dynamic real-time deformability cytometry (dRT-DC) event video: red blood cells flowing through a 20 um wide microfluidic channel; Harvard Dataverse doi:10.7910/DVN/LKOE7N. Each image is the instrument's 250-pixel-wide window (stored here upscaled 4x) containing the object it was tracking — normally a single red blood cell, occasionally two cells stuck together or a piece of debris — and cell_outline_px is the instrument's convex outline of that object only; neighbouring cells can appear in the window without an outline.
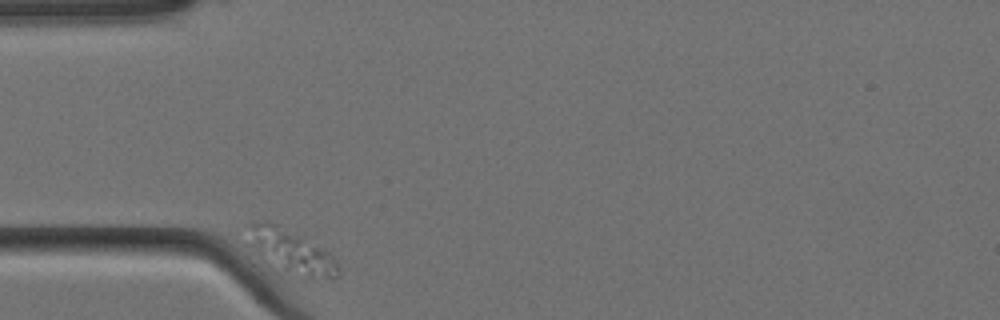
{"species": "Egyptian fruit bat (a non-hibernating species)", "species_latin": "Rousettus aegyptiacus", "temperature_condition": "cold", "stored_images_in_passage": 9, "camera_frame_rate_fps": 3000, "um_per_image_px": 0.085, "animal": {"sex": "female"}, "frame": {"image": 1, "passage_image": 1, "time_ms": 0.0, "image_size_px": [1000, 320], "cell_outline_px": [[336, 276], [312, 280], [280, 272], [272, 268], [252, 248], [244, 224], [256, 220], [268, 220], [300, 236], [332, 256], [336, 260]], "centroid_in_image_um": [24.6, 21.38], "position_along_channel_um": 60.4, "area_um2": 23.18}}
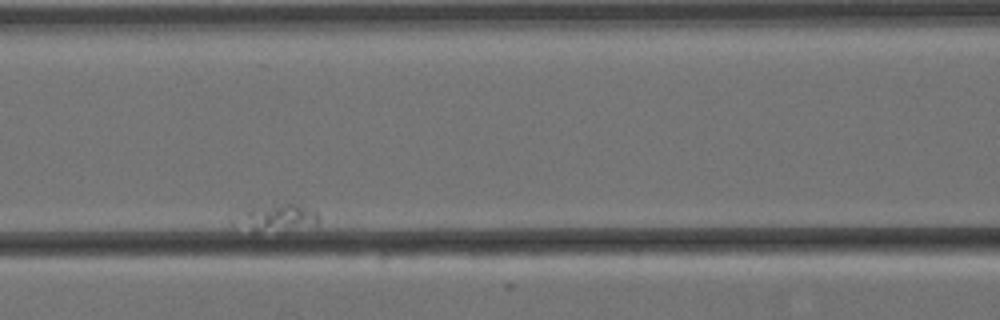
{"frame": {"image": 2, "passage_image": 4, "time_ms": 1.0, "image_size_px": [1000, 320], "cell_outline_px": [[320, 224], [256, 232], [252, 232], [244, 224], [244, 208], [272, 200], [304, 204], [316, 208], [320, 216]], "centroid_in_image_um": [23.77, 18.36], "position_along_channel_um": 142.8, "area_um2": 13.35}}
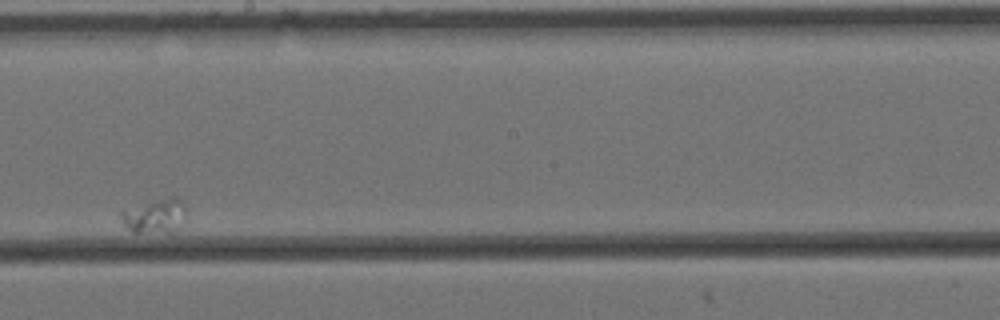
{"frame": {"image": 3, "passage_image": 8, "time_ms": 2.333, "image_size_px": [1000, 320], "cell_outline_px": [[184, 212], [172, 232], [132, 232], [120, 220], [120, 208], [156, 200], [176, 196], [184, 204]], "centroid_in_image_um": [13.03, 18.32], "position_along_channel_um": 235.2, "area_um2": 12.66}}